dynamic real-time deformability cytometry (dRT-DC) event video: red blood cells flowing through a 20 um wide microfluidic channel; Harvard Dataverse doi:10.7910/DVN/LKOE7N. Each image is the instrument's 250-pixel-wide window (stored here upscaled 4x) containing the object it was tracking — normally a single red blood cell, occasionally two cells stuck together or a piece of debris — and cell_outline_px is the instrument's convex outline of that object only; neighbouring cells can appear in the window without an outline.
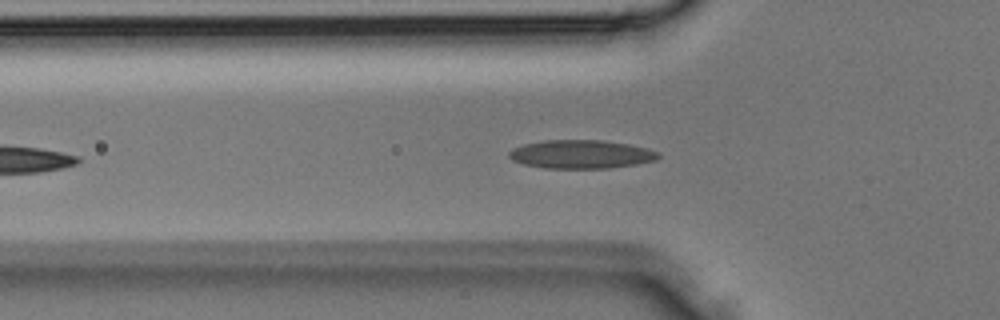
{"species": "Egyptian fruit bat (a non-hibernating species)", "species_latin": "Rousettus aegyptiacus", "temperature_condition": "room temperature", "stored_images_in_passage": 28, "camera_frame_rate_fps": 3000, "um_per_image_px": 0.085, "animal": {"sex": "male"}, "frame": {"image": 1, "passage_image": 6, "time_ms": 1.667, "image_size_px": [1000, 320], "cell_outline_px": [[660, 156], [656, 160], [636, 164], [608, 168], [548, 168], [524, 164], [512, 160], [508, 156], [508, 152], [512, 148], [524, 144], [548, 140], [600, 140], [628, 144], [660, 152]], "centroid_in_image_um": [49.38, 13.11], "position_along_channel_um": 76.4, "area_um2": 24.62}}
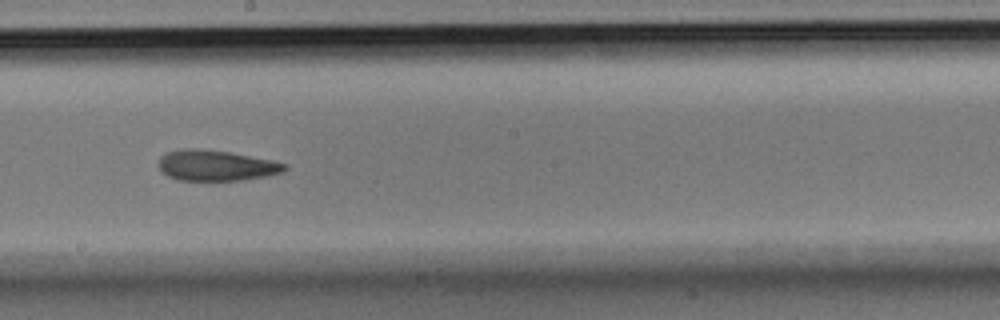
{"frame": {"image": 2, "passage_image": 14, "time_ms": 4.333, "image_size_px": [1000, 320], "cell_outline_px": [[288, 168], [280, 172], [264, 176], [240, 180], [180, 180], [168, 176], [160, 168], [160, 156], [168, 152], [184, 148], [196, 148], [228, 152], [272, 160], [288, 164]], "centroid_in_image_um": [18.37, 14.06], "position_along_channel_um": 229.8, "area_um2": 22.14}}
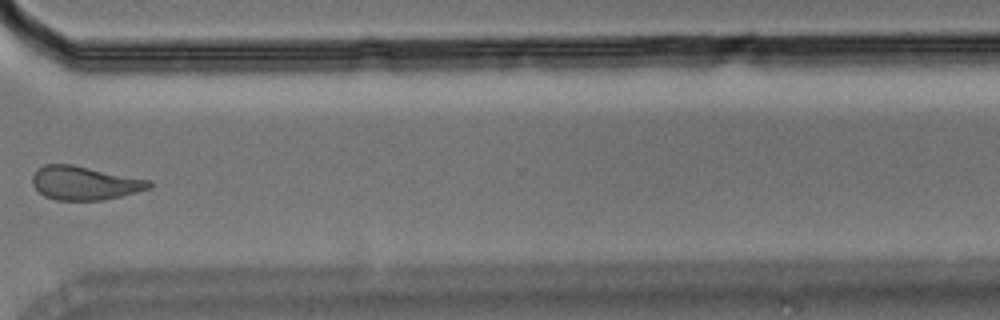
{"frame": {"image": 3, "passage_image": 21, "time_ms": 6.667, "image_size_px": [1000, 320], "cell_outline_px": [[152, 184], [148, 188], [136, 192], [120, 196], [100, 200], [56, 200], [44, 196], [32, 184], [32, 176], [36, 168], [44, 164], [72, 164], [152, 180]], "centroid_in_image_um": [7.16, 15.54], "position_along_channel_um": 363.4, "area_um2": 22.95}}